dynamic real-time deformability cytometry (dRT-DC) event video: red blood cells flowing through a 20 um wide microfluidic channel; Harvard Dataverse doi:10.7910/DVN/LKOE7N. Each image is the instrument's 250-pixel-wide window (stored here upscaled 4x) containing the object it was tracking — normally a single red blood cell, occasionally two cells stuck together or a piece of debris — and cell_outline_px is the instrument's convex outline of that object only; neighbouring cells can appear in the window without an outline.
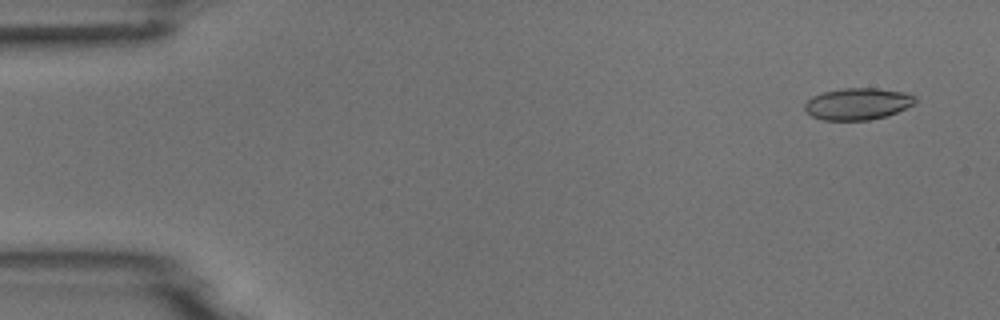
{"species": "common noctule bat (a hibernating species)", "species_latin": "Nyctalus noctula", "temperature_condition": "room temperature", "stored_images_in_passage": 5, "camera_frame_rate_fps": 3000, "um_per_image_px": 0.085, "animal": {"sex": "male", "body_mass_g": 18.8}, "frame": {"image": 1, "passage_image": 1, "time_ms": 0.0, "image_size_px": [1000, 320], "cell_outline_px": [[916, 104], [888, 116], [868, 120], [824, 120], [812, 116], [804, 108], [804, 104], [812, 96], [824, 92], [844, 88], [876, 88], [904, 92], [916, 96]], "centroid_in_image_um": [72.94, 8.83], "position_along_channel_um": 12.1, "area_um2": 20.52}}
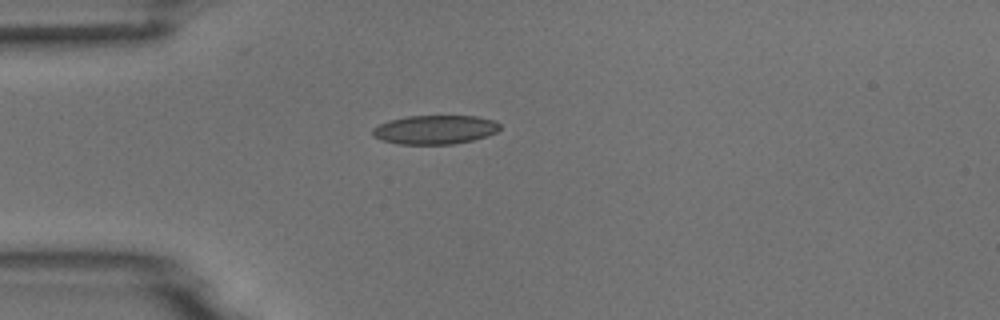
{"frame": {"image": 2, "passage_image": 4, "time_ms": 3.667, "image_size_px": [1000, 320], "cell_outline_px": [[500, 128], [496, 132], [488, 136], [472, 140], [452, 144], [400, 144], [380, 140], [372, 136], [372, 128], [388, 120], [404, 116], [476, 116], [496, 120], [500, 124]], "centroid_in_image_um": [36.96, 11.01], "position_along_channel_um": 48.0, "area_um2": 21.68}}